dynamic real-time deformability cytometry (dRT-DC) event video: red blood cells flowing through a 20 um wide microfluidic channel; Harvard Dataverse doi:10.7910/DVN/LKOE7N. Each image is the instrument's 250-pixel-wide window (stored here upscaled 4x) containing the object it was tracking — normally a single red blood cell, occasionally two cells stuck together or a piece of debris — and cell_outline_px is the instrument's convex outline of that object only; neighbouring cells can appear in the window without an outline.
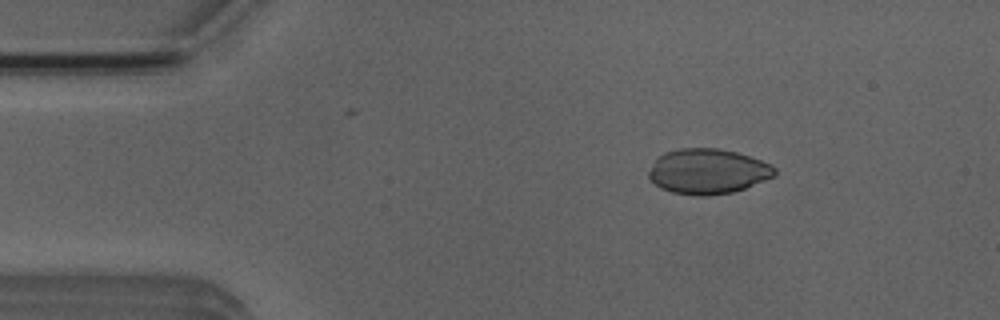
{"species": "Egyptian fruit bat (a non-hibernating species)", "species_latin": "Rousettus aegyptiacus", "temperature_condition": "room temperature", "stored_images_in_passage": 4, "camera_frame_rate_fps": 3000, "um_per_image_px": 0.085, "animal": {"sex": "male"}, "frame": {"image": 1, "passage_image": 2, "time_ms": 1.333, "image_size_px": [1000, 320], "cell_outline_px": [[776, 176], [744, 188], [732, 192], [704, 196], [700, 196], [672, 192], [660, 188], [648, 176], [648, 172], [656, 160], [664, 152], [680, 148], [716, 148], [736, 152], [772, 164], [776, 168]], "centroid_in_image_um": [60.18, 14.56], "position_along_channel_um": 24.8, "area_um2": 32.95}}